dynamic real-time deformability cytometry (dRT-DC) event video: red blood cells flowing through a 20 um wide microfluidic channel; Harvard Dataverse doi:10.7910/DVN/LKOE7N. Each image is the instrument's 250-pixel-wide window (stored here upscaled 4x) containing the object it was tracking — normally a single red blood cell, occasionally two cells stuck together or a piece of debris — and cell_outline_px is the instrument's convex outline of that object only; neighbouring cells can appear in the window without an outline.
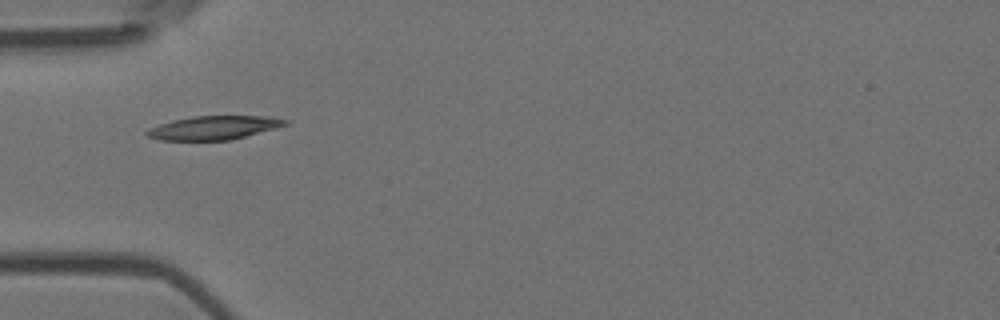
{"species": "Egyptian fruit bat (a non-hibernating species)", "species_latin": "Rousettus aegyptiacus", "temperature_condition": "room temperature", "stored_images_in_passage": 3, "camera_frame_rate_fps": 3000, "um_per_image_px": 0.085, "animal": {"sex": "female"}, "frame": {"image": 1, "passage_image": 1, "time_ms": 0.0, "image_size_px": [1000, 320], "cell_outline_px": [[292, 120], [288, 124], [276, 128], [228, 140], [160, 140], [148, 136], [144, 132], [148, 128], [172, 120], [192, 116], [272, 116]], "centroid_in_image_um": [18.2, 10.84], "position_along_channel_um": 66.8, "area_um2": 19.13}}
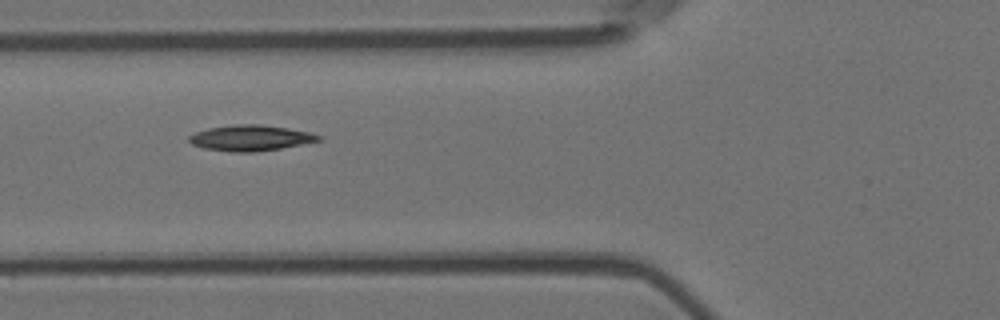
{"frame": {"image": 2, "passage_image": 2, "time_ms": 0.333, "image_size_px": [1000, 320], "cell_outline_px": [[324, 140], [280, 148], [252, 152], [232, 152], [204, 148], [192, 144], [188, 140], [188, 136], [196, 132], [208, 128], [236, 124], [260, 124], [288, 128], [308, 132], [324, 136]], "centroid_in_image_um": [21.32, 11.72], "position_along_channel_um": 104.5, "area_um2": 19.42}}
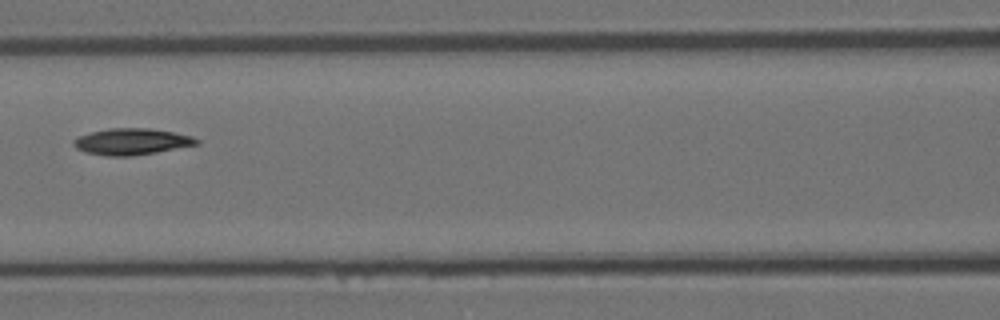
{"frame": {"image": 3, "passage_image": 3, "time_ms": 0.667, "image_size_px": [1000, 320], "cell_outline_px": [[200, 144], [156, 152], [132, 156], [108, 156], [88, 152], [76, 148], [72, 144], [72, 140], [76, 136], [108, 128], [148, 128], [172, 132], [192, 136], [200, 140]], "centroid_in_image_um": [11.18, 12.03], "position_along_channel_um": 155.4, "area_um2": 18.9}}